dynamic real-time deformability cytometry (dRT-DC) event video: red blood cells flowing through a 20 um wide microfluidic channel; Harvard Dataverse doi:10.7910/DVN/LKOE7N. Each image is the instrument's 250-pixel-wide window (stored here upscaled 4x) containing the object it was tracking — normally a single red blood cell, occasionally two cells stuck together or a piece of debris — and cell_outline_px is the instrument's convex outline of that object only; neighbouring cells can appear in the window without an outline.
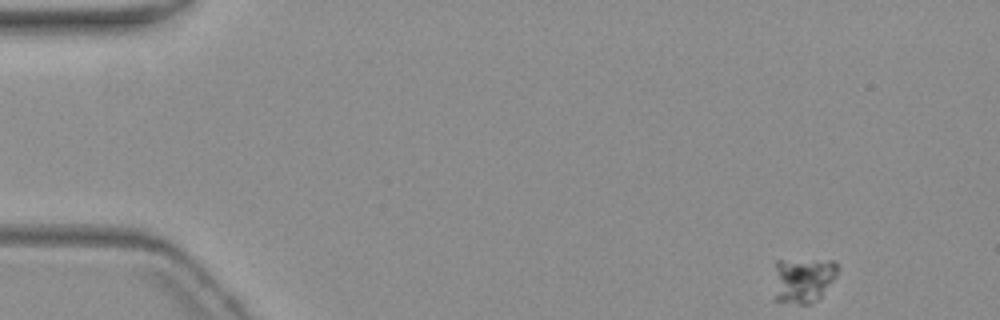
{"species": "common noctule bat (a hibernating species)", "species_latin": "Nyctalus noctula", "temperature_condition": "warm", "stored_images_in_passage": 5, "camera_frame_rate_fps": 3000, "um_per_image_px": 0.085, "animal": {"sex": "female", "body_mass_g": 19.3, "forearm_length_mm": 54.1}, "frame": {"image": 1, "passage_image": 1, "time_ms": 0.0, "image_size_px": [1000, 320], "cell_outline_px": [[840, 268], [836, 276], [820, 296], [816, 300], [808, 304], [800, 304], [776, 300], [776, 260], [832, 260]], "centroid_in_image_um": [68.3, 23.77], "position_along_channel_um": 16.7, "area_um2": 16.47}}